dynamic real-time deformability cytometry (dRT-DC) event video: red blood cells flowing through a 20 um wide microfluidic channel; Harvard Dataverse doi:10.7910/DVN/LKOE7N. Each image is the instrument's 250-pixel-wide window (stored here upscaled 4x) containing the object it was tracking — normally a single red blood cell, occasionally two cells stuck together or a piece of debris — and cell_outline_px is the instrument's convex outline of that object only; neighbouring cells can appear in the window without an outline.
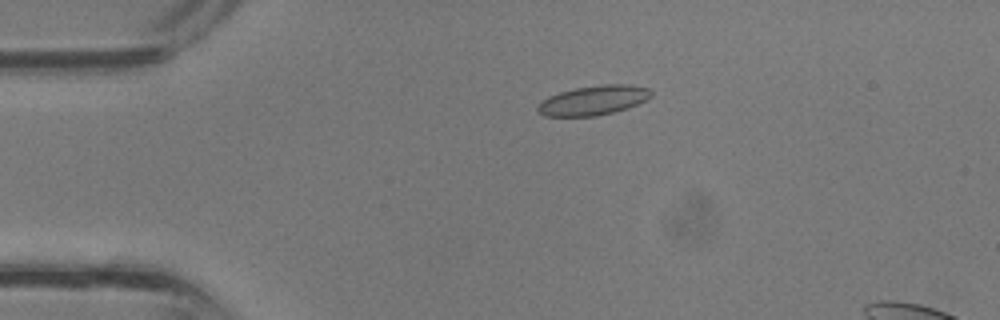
{"species": "common noctule bat (a hibernating species)", "species_latin": "Nyctalus noctula", "temperature_condition": "room temperature", "stored_images_in_passage": 36, "camera_frame_rate_fps": 3000, "um_per_image_px": 0.085, "animal": {"sex": "male", "body_mass_g": 13.3}, "frame": {"image": 1, "passage_image": 8, "time_ms": 2.333, "image_size_px": [1000, 320], "cell_outline_px": [[652, 96], [628, 108], [596, 116], [544, 116], [536, 108], [548, 96], [560, 92], [576, 88], [604, 84], [628, 84], [648, 88], [652, 92]], "centroid_in_image_um": [50.45, 8.52], "position_along_channel_um": 34.5, "area_um2": 19.25}}
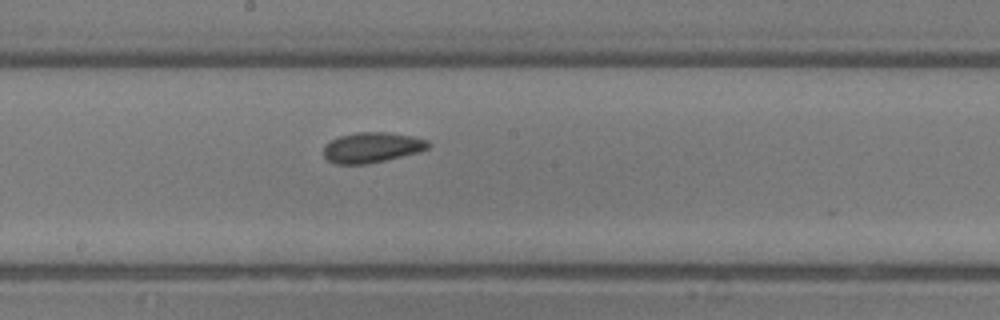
{"frame": {"image": 2, "passage_image": 20, "time_ms": 6.333, "image_size_px": [1000, 320], "cell_outline_px": [[432, 144], [428, 148], [420, 152], [368, 164], [336, 164], [328, 160], [324, 156], [324, 144], [340, 136], [356, 132], [384, 132], [412, 136], [428, 140]], "centroid_in_image_um": [31.63, 12.54], "position_along_channel_um": 216.6, "area_um2": 18.55}}
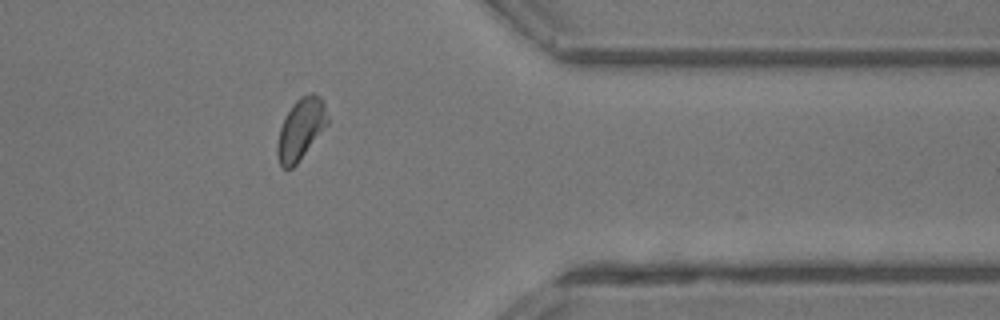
{"frame": {"image": 3, "passage_image": 30, "time_ms": 9.667, "image_size_px": [1000, 320], "cell_outline_px": [[328, 124], [296, 164], [292, 168], [284, 168], [280, 164], [276, 156], [276, 144], [280, 128], [292, 104], [300, 96], [312, 92], [320, 96], [324, 100], [328, 120]], "centroid_in_image_um": [25.56, 10.95], "position_along_channel_um": 385.8, "area_um2": 17.86}}